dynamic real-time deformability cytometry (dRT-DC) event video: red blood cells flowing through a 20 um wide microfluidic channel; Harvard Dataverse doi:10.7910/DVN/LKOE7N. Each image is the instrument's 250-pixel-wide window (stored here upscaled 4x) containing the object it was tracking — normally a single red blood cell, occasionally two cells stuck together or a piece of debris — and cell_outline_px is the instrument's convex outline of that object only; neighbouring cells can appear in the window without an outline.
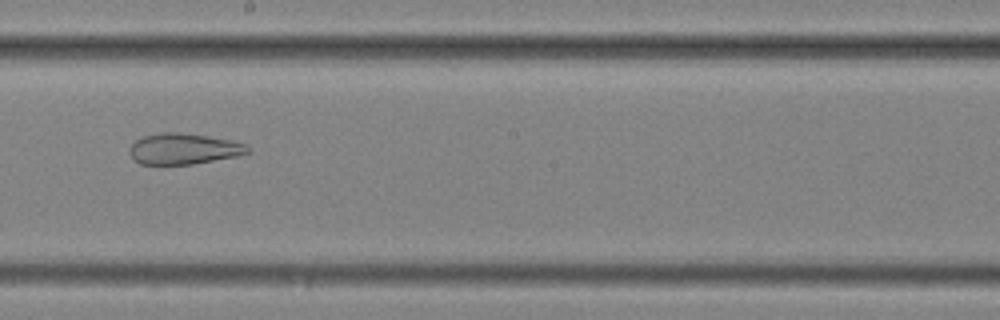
{"species": "common noctule bat (a hibernating species)", "species_latin": "Nyctalus noctula", "temperature_condition": "cold", "stored_images_in_passage": 10, "camera_frame_rate_fps": 3000, "um_per_image_px": 0.085, "animal": {"sex": "female", "body_mass_g": 25.1}, "frame": {"image": 1, "passage_image": 9, "time_ms": 2.667, "image_size_px": [1000, 320], "cell_outline_px": [[252, 152], [236, 156], [192, 164], [140, 164], [128, 152], [128, 148], [136, 140], [144, 136], [164, 132], [180, 132], [208, 136], [228, 140], [244, 144], [252, 148]], "centroid_in_image_um": [15.62, 12.65], "position_along_channel_um": 232.6, "area_um2": 21.15}}